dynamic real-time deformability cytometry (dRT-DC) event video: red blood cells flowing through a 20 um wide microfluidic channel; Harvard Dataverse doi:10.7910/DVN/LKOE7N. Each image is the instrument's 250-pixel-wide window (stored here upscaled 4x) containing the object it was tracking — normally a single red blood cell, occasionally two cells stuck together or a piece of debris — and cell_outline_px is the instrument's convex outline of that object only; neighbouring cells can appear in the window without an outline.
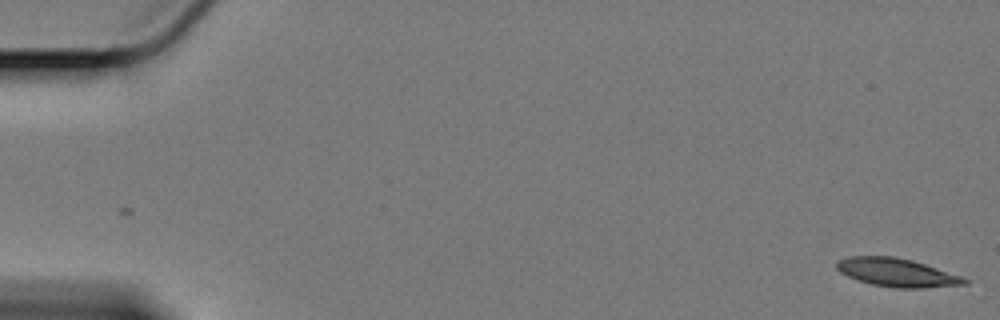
{"species": "Egyptian fruit bat (a non-hibernating species)", "species_latin": "Rousettus aegyptiacus", "temperature_condition": "cold", "stored_images_in_passage": 15, "camera_frame_rate_fps": 3000, "um_per_image_px": 0.085, "animal": {"sex": "female"}, "frame": {"image": 1, "passage_image": 1, "time_ms": 0.0, "image_size_px": [1000, 320], "cell_outline_px": [[968, 284], [920, 288], [896, 288], [872, 284], [848, 276], [840, 272], [836, 268], [836, 260], [852, 256], [892, 256], [912, 260], [960, 276], [968, 280]], "centroid_in_image_um": [76.2, 23.16], "position_along_channel_um": 8.8, "area_um2": 20.81}}
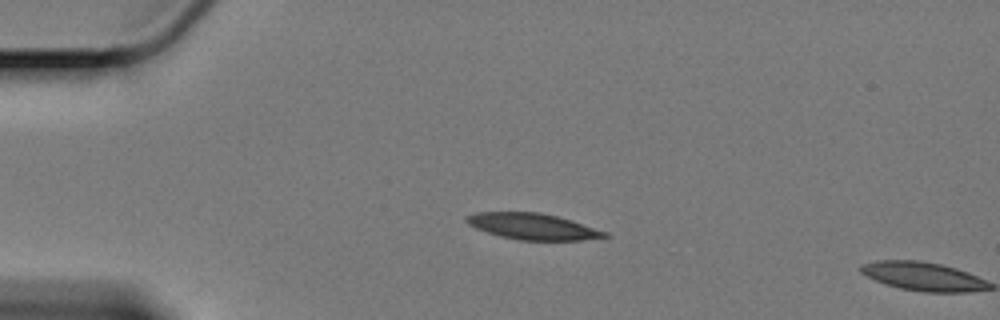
{"frame": {"image": 2, "passage_image": 14, "time_ms": 4.333, "image_size_px": [1000, 320], "cell_outline_px": [[612, 236], [580, 240], [520, 240], [500, 236], [476, 228], [468, 224], [464, 220], [464, 216], [476, 212], [540, 212], [556, 216], [608, 232]], "centroid_in_image_um": [45.25, 19.24], "position_along_channel_um": 39.7, "area_um2": 20.92}}